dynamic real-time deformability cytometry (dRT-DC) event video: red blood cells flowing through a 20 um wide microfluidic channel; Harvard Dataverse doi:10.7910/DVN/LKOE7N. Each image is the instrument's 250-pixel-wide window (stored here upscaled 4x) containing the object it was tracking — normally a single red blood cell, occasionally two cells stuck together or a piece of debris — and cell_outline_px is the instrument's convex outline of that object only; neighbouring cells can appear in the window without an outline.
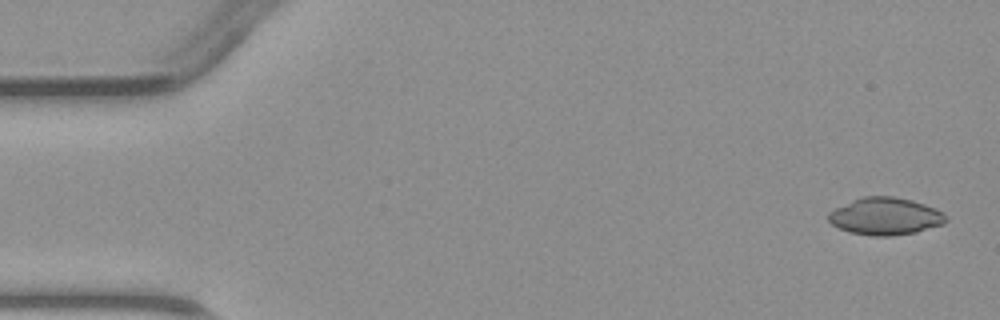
{"species": "common noctule bat (a hibernating species)", "species_latin": "Nyctalus noctula", "temperature_condition": "warm", "stored_images_in_passage": 4, "camera_frame_rate_fps": 3000, "um_per_image_px": 0.085, "animal": {"sex": "male", "body_mass_g": 23.1, "forearm_length_mm": 52.7}, "frame": {"image": 1, "passage_image": 1, "time_ms": 0.0, "image_size_px": [1000, 320], "cell_outline_px": [[948, 220], [944, 224], [916, 232], [892, 236], [872, 236], [848, 232], [832, 224], [828, 220], [828, 212], [852, 200], [864, 196], [892, 196], [912, 200], [936, 208], [944, 212], [948, 216]], "centroid_in_image_um": [75.28, 18.39], "position_along_channel_um": 9.7, "area_um2": 25.72}}